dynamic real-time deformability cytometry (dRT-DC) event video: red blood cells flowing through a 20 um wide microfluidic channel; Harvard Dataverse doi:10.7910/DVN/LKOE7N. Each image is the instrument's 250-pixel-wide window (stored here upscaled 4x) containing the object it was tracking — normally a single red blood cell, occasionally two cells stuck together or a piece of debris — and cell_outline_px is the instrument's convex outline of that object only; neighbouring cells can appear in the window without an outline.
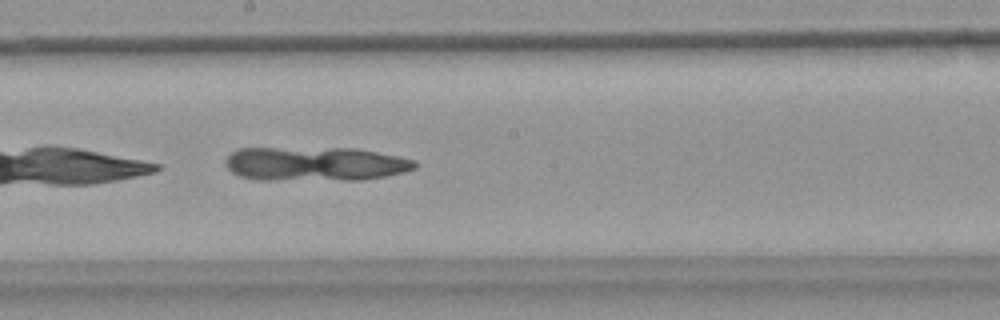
{"species": "common noctule bat (a hibernating species)", "species_latin": "Nyctalus noctula", "temperature_condition": "warm", "stored_images_in_passage": 30, "camera_frame_rate_fps": 3000, "um_per_image_px": 0.085, "animal": {"sex": "female", "body_mass_g": 18.4}, "frame": {"image": 1, "passage_image": 13, "time_ms": 4.0, "image_size_px": [1000, 320], "cell_outline_px": [[420, 164], [416, 168], [384, 176], [360, 180], [256, 180], [240, 176], [232, 172], [224, 164], [224, 160], [232, 152], [240, 148], [356, 148], [416, 160]], "centroid_in_image_um": [26.76, 13.93], "position_along_channel_um": 221.4, "area_um2": 37.86}}